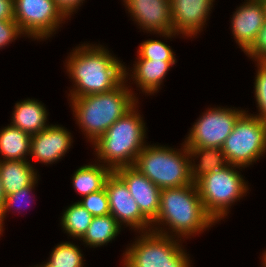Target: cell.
<instances>
[{
	"label": "cell",
	"mask_w": 266,
	"mask_h": 267,
	"mask_svg": "<svg viewBox=\"0 0 266 267\" xmlns=\"http://www.w3.org/2000/svg\"><path fill=\"white\" fill-rule=\"evenodd\" d=\"M21 37L26 36L21 32L15 20H0V50Z\"/></svg>",
	"instance_id": "obj_30"
},
{
	"label": "cell",
	"mask_w": 266,
	"mask_h": 267,
	"mask_svg": "<svg viewBox=\"0 0 266 267\" xmlns=\"http://www.w3.org/2000/svg\"><path fill=\"white\" fill-rule=\"evenodd\" d=\"M44 103L39 100L26 98L17 101L11 116L10 124L30 135L39 133L49 126L47 109Z\"/></svg>",
	"instance_id": "obj_18"
},
{
	"label": "cell",
	"mask_w": 266,
	"mask_h": 267,
	"mask_svg": "<svg viewBox=\"0 0 266 267\" xmlns=\"http://www.w3.org/2000/svg\"><path fill=\"white\" fill-rule=\"evenodd\" d=\"M5 197L6 196L4 194L2 183H1V179H0V213L2 212L3 207H4Z\"/></svg>",
	"instance_id": "obj_34"
},
{
	"label": "cell",
	"mask_w": 266,
	"mask_h": 267,
	"mask_svg": "<svg viewBox=\"0 0 266 267\" xmlns=\"http://www.w3.org/2000/svg\"><path fill=\"white\" fill-rule=\"evenodd\" d=\"M78 202L94 217L110 214L108 195L105 187L100 191L90 193Z\"/></svg>",
	"instance_id": "obj_29"
},
{
	"label": "cell",
	"mask_w": 266,
	"mask_h": 267,
	"mask_svg": "<svg viewBox=\"0 0 266 267\" xmlns=\"http://www.w3.org/2000/svg\"><path fill=\"white\" fill-rule=\"evenodd\" d=\"M215 0H171L172 31L195 38L207 26ZM206 25V26H205Z\"/></svg>",
	"instance_id": "obj_13"
},
{
	"label": "cell",
	"mask_w": 266,
	"mask_h": 267,
	"mask_svg": "<svg viewBox=\"0 0 266 267\" xmlns=\"http://www.w3.org/2000/svg\"><path fill=\"white\" fill-rule=\"evenodd\" d=\"M212 225L216 222L205 210L195 183L161 190L159 211L151 231L185 241L203 234Z\"/></svg>",
	"instance_id": "obj_2"
},
{
	"label": "cell",
	"mask_w": 266,
	"mask_h": 267,
	"mask_svg": "<svg viewBox=\"0 0 266 267\" xmlns=\"http://www.w3.org/2000/svg\"><path fill=\"white\" fill-rule=\"evenodd\" d=\"M257 71L254 77V98L258 113H252L264 120L266 118V62H254Z\"/></svg>",
	"instance_id": "obj_28"
},
{
	"label": "cell",
	"mask_w": 266,
	"mask_h": 267,
	"mask_svg": "<svg viewBox=\"0 0 266 267\" xmlns=\"http://www.w3.org/2000/svg\"><path fill=\"white\" fill-rule=\"evenodd\" d=\"M114 172L125 182L141 213L152 223L158 215L161 189L134 166L119 167Z\"/></svg>",
	"instance_id": "obj_16"
},
{
	"label": "cell",
	"mask_w": 266,
	"mask_h": 267,
	"mask_svg": "<svg viewBox=\"0 0 266 267\" xmlns=\"http://www.w3.org/2000/svg\"><path fill=\"white\" fill-rule=\"evenodd\" d=\"M261 258V267H266V250L263 251Z\"/></svg>",
	"instance_id": "obj_35"
},
{
	"label": "cell",
	"mask_w": 266,
	"mask_h": 267,
	"mask_svg": "<svg viewBox=\"0 0 266 267\" xmlns=\"http://www.w3.org/2000/svg\"><path fill=\"white\" fill-rule=\"evenodd\" d=\"M176 63L177 61L135 60L132 68L125 65V81L128 86L135 83L139 93L152 96L160 91L167 73ZM131 80L133 82L130 84Z\"/></svg>",
	"instance_id": "obj_17"
},
{
	"label": "cell",
	"mask_w": 266,
	"mask_h": 267,
	"mask_svg": "<svg viewBox=\"0 0 266 267\" xmlns=\"http://www.w3.org/2000/svg\"><path fill=\"white\" fill-rule=\"evenodd\" d=\"M112 170L100 162L92 161L76 169L71 176L72 188L82 198L104 188Z\"/></svg>",
	"instance_id": "obj_20"
},
{
	"label": "cell",
	"mask_w": 266,
	"mask_h": 267,
	"mask_svg": "<svg viewBox=\"0 0 266 267\" xmlns=\"http://www.w3.org/2000/svg\"><path fill=\"white\" fill-rule=\"evenodd\" d=\"M137 27L149 35H159L165 40L180 34L172 31L171 0H121ZM153 33V34H152Z\"/></svg>",
	"instance_id": "obj_12"
},
{
	"label": "cell",
	"mask_w": 266,
	"mask_h": 267,
	"mask_svg": "<svg viewBox=\"0 0 266 267\" xmlns=\"http://www.w3.org/2000/svg\"><path fill=\"white\" fill-rule=\"evenodd\" d=\"M136 56V60L177 61L173 49L157 39H148L141 42Z\"/></svg>",
	"instance_id": "obj_27"
},
{
	"label": "cell",
	"mask_w": 266,
	"mask_h": 267,
	"mask_svg": "<svg viewBox=\"0 0 266 267\" xmlns=\"http://www.w3.org/2000/svg\"><path fill=\"white\" fill-rule=\"evenodd\" d=\"M83 2L85 0H55L56 6L68 20L78 12Z\"/></svg>",
	"instance_id": "obj_32"
},
{
	"label": "cell",
	"mask_w": 266,
	"mask_h": 267,
	"mask_svg": "<svg viewBox=\"0 0 266 267\" xmlns=\"http://www.w3.org/2000/svg\"><path fill=\"white\" fill-rule=\"evenodd\" d=\"M139 102L119 118L107 131L91 144L96 156L94 161L109 167L134 166L139 153L147 144V127Z\"/></svg>",
	"instance_id": "obj_4"
},
{
	"label": "cell",
	"mask_w": 266,
	"mask_h": 267,
	"mask_svg": "<svg viewBox=\"0 0 266 267\" xmlns=\"http://www.w3.org/2000/svg\"><path fill=\"white\" fill-rule=\"evenodd\" d=\"M241 107H208L199 115L185 136L186 147L220 148L232 132L235 122L245 112Z\"/></svg>",
	"instance_id": "obj_10"
},
{
	"label": "cell",
	"mask_w": 266,
	"mask_h": 267,
	"mask_svg": "<svg viewBox=\"0 0 266 267\" xmlns=\"http://www.w3.org/2000/svg\"><path fill=\"white\" fill-rule=\"evenodd\" d=\"M122 62L104 45L90 44V41L78 44L64 63L73 84L67 97L99 94L117 88L125 80V62Z\"/></svg>",
	"instance_id": "obj_1"
},
{
	"label": "cell",
	"mask_w": 266,
	"mask_h": 267,
	"mask_svg": "<svg viewBox=\"0 0 266 267\" xmlns=\"http://www.w3.org/2000/svg\"><path fill=\"white\" fill-rule=\"evenodd\" d=\"M227 163L247 168L266 155L264 120L245 111L221 147Z\"/></svg>",
	"instance_id": "obj_8"
},
{
	"label": "cell",
	"mask_w": 266,
	"mask_h": 267,
	"mask_svg": "<svg viewBox=\"0 0 266 267\" xmlns=\"http://www.w3.org/2000/svg\"><path fill=\"white\" fill-rule=\"evenodd\" d=\"M232 36L245 53L254 43L259 30L266 22V3L245 0L235 9L230 20Z\"/></svg>",
	"instance_id": "obj_15"
},
{
	"label": "cell",
	"mask_w": 266,
	"mask_h": 267,
	"mask_svg": "<svg viewBox=\"0 0 266 267\" xmlns=\"http://www.w3.org/2000/svg\"><path fill=\"white\" fill-rule=\"evenodd\" d=\"M3 234H4V233H3V231H2L1 228H0V237H2Z\"/></svg>",
	"instance_id": "obj_37"
},
{
	"label": "cell",
	"mask_w": 266,
	"mask_h": 267,
	"mask_svg": "<svg viewBox=\"0 0 266 267\" xmlns=\"http://www.w3.org/2000/svg\"><path fill=\"white\" fill-rule=\"evenodd\" d=\"M93 217L94 216L78 201L74 202L63 210L62 216L60 217L62 231H64L68 237H73V240H80L87 232Z\"/></svg>",
	"instance_id": "obj_24"
},
{
	"label": "cell",
	"mask_w": 266,
	"mask_h": 267,
	"mask_svg": "<svg viewBox=\"0 0 266 267\" xmlns=\"http://www.w3.org/2000/svg\"><path fill=\"white\" fill-rule=\"evenodd\" d=\"M244 54L254 62H266V22L259 30L252 46Z\"/></svg>",
	"instance_id": "obj_31"
},
{
	"label": "cell",
	"mask_w": 266,
	"mask_h": 267,
	"mask_svg": "<svg viewBox=\"0 0 266 267\" xmlns=\"http://www.w3.org/2000/svg\"><path fill=\"white\" fill-rule=\"evenodd\" d=\"M241 169L244 170L228 163L195 183L205 210L216 223L225 219L232 205L249 193V185L241 174Z\"/></svg>",
	"instance_id": "obj_7"
},
{
	"label": "cell",
	"mask_w": 266,
	"mask_h": 267,
	"mask_svg": "<svg viewBox=\"0 0 266 267\" xmlns=\"http://www.w3.org/2000/svg\"><path fill=\"white\" fill-rule=\"evenodd\" d=\"M38 180H39V177L31 185H28L20 189L19 191H16L15 193L10 194L5 197L4 207H3L2 212L0 213V228L3 232H4V226H5L4 220L11 210L12 212L18 211V213H20L22 212L20 211L22 207H23L22 209L24 210L26 209L27 206H30L28 204L32 203L31 201L34 200L32 199V197H34L33 193L35 191V187H37L36 185H38L39 183Z\"/></svg>",
	"instance_id": "obj_26"
},
{
	"label": "cell",
	"mask_w": 266,
	"mask_h": 267,
	"mask_svg": "<svg viewBox=\"0 0 266 267\" xmlns=\"http://www.w3.org/2000/svg\"><path fill=\"white\" fill-rule=\"evenodd\" d=\"M135 237L122 254V267H193L183 240L154 231Z\"/></svg>",
	"instance_id": "obj_6"
},
{
	"label": "cell",
	"mask_w": 266,
	"mask_h": 267,
	"mask_svg": "<svg viewBox=\"0 0 266 267\" xmlns=\"http://www.w3.org/2000/svg\"><path fill=\"white\" fill-rule=\"evenodd\" d=\"M80 248L73 241L60 242L54 246L46 261L54 267H86L84 253Z\"/></svg>",
	"instance_id": "obj_25"
},
{
	"label": "cell",
	"mask_w": 266,
	"mask_h": 267,
	"mask_svg": "<svg viewBox=\"0 0 266 267\" xmlns=\"http://www.w3.org/2000/svg\"><path fill=\"white\" fill-rule=\"evenodd\" d=\"M14 0H0V20H14Z\"/></svg>",
	"instance_id": "obj_33"
},
{
	"label": "cell",
	"mask_w": 266,
	"mask_h": 267,
	"mask_svg": "<svg viewBox=\"0 0 266 267\" xmlns=\"http://www.w3.org/2000/svg\"><path fill=\"white\" fill-rule=\"evenodd\" d=\"M133 89L124 80L108 92L68 98L72 115L87 142L93 144L139 102Z\"/></svg>",
	"instance_id": "obj_3"
},
{
	"label": "cell",
	"mask_w": 266,
	"mask_h": 267,
	"mask_svg": "<svg viewBox=\"0 0 266 267\" xmlns=\"http://www.w3.org/2000/svg\"><path fill=\"white\" fill-rule=\"evenodd\" d=\"M134 167L161 190L194 184L189 149L184 142L178 149L147 143L137 156Z\"/></svg>",
	"instance_id": "obj_5"
},
{
	"label": "cell",
	"mask_w": 266,
	"mask_h": 267,
	"mask_svg": "<svg viewBox=\"0 0 266 267\" xmlns=\"http://www.w3.org/2000/svg\"><path fill=\"white\" fill-rule=\"evenodd\" d=\"M110 214L124 228L138 232L151 231L152 223L141 213L125 182L114 172L105 182Z\"/></svg>",
	"instance_id": "obj_11"
},
{
	"label": "cell",
	"mask_w": 266,
	"mask_h": 267,
	"mask_svg": "<svg viewBox=\"0 0 266 267\" xmlns=\"http://www.w3.org/2000/svg\"><path fill=\"white\" fill-rule=\"evenodd\" d=\"M30 146L29 133L11 124L0 129V160H29Z\"/></svg>",
	"instance_id": "obj_21"
},
{
	"label": "cell",
	"mask_w": 266,
	"mask_h": 267,
	"mask_svg": "<svg viewBox=\"0 0 266 267\" xmlns=\"http://www.w3.org/2000/svg\"><path fill=\"white\" fill-rule=\"evenodd\" d=\"M191 161V175L196 183L203 176L227 165L224 153L220 148L187 147ZM199 160V161H198ZM198 161V162H197ZM197 162V163H196Z\"/></svg>",
	"instance_id": "obj_23"
},
{
	"label": "cell",
	"mask_w": 266,
	"mask_h": 267,
	"mask_svg": "<svg viewBox=\"0 0 266 267\" xmlns=\"http://www.w3.org/2000/svg\"><path fill=\"white\" fill-rule=\"evenodd\" d=\"M30 160H0V179L5 196L31 185L39 176Z\"/></svg>",
	"instance_id": "obj_19"
},
{
	"label": "cell",
	"mask_w": 266,
	"mask_h": 267,
	"mask_svg": "<svg viewBox=\"0 0 266 267\" xmlns=\"http://www.w3.org/2000/svg\"><path fill=\"white\" fill-rule=\"evenodd\" d=\"M123 228L111 214L96 216L79 241L88 248L104 247L115 241Z\"/></svg>",
	"instance_id": "obj_22"
},
{
	"label": "cell",
	"mask_w": 266,
	"mask_h": 267,
	"mask_svg": "<svg viewBox=\"0 0 266 267\" xmlns=\"http://www.w3.org/2000/svg\"><path fill=\"white\" fill-rule=\"evenodd\" d=\"M31 267H54V266L44 261L42 262V264H37V265L35 264L34 266H31Z\"/></svg>",
	"instance_id": "obj_36"
},
{
	"label": "cell",
	"mask_w": 266,
	"mask_h": 267,
	"mask_svg": "<svg viewBox=\"0 0 266 267\" xmlns=\"http://www.w3.org/2000/svg\"><path fill=\"white\" fill-rule=\"evenodd\" d=\"M14 20L29 39L46 41L68 20L55 0H14Z\"/></svg>",
	"instance_id": "obj_9"
},
{
	"label": "cell",
	"mask_w": 266,
	"mask_h": 267,
	"mask_svg": "<svg viewBox=\"0 0 266 267\" xmlns=\"http://www.w3.org/2000/svg\"><path fill=\"white\" fill-rule=\"evenodd\" d=\"M68 130L62 125L50 124L46 129L31 135L29 159L46 166L61 161L74 142Z\"/></svg>",
	"instance_id": "obj_14"
}]
</instances>
